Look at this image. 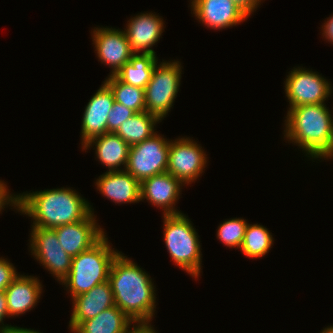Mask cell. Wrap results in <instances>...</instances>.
Masks as SVG:
<instances>
[{"label": "cell", "mask_w": 333, "mask_h": 333, "mask_svg": "<svg viewBox=\"0 0 333 333\" xmlns=\"http://www.w3.org/2000/svg\"><path fill=\"white\" fill-rule=\"evenodd\" d=\"M106 236L90 249L72 257L70 272L61 282L69 289L72 298L108 281L111 264L119 252L112 249Z\"/></svg>", "instance_id": "obj_4"}, {"label": "cell", "mask_w": 333, "mask_h": 333, "mask_svg": "<svg viewBox=\"0 0 333 333\" xmlns=\"http://www.w3.org/2000/svg\"><path fill=\"white\" fill-rule=\"evenodd\" d=\"M54 229L63 250L71 257L90 249L105 235L92 212L82 221Z\"/></svg>", "instance_id": "obj_12"}, {"label": "cell", "mask_w": 333, "mask_h": 333, "mask_svg": "<svg viewBox=\"0 0 333 333\" xmlns=\"http://www.w3.org/2000/svg\"><path fill=\"white\" fill-rule=\"evenodd\" d=\"M95 183L103 196L117 204L140 202V182L126 170L106 171Z\"/></svg>", "instance_id": "obj_18"}, {"label": "cell", "mask_w": 333, "mask_h": 333, "mask_svg": "<svg viewBox=\"0 0 333 333\" xmlns=\"http://www.w3.org/2000/svg\"><path fill=\"white\" fill-rule=\"evenodd\" d=\"M130 328L128 333H157L150 322H134L133 327Z\"/></svg>", "instance_id": "obj_32"}, {"label": "cell", "mask_w": 333, "mask_h": 333, "mask_svg": "<svg viewBox=\"0 0 333 333\" xmlns=\"http://www.w3.org/2000/svg\"><path fill=\"white\" fill-rule=\"evenodd\" d=\"M73 302V312L69 321L71 332L85 320L96 317L99 313L115 306L114 295L109 281L97 284L90 291L75 296Z\"/></svg>", "instance_id": "obj_17"}, {"label": "cell", "mask_w": 333, "mask_h": 333, "mask_svg": "<svg viewBox=\"0 0 333 333\" xmlns=\"http://www.w3.org/2000/svg\"><path fill=\"white\" fill-rule=\"evenodd\" d=\"M285 118L284 137L307 157H333V116L325 103L289 108Z\"/></svg>", "instance_id": "obj_3"}, {"label": "cell", "mask_w": 333, "mask_h": 333, "mask_svg": "<svg viewBox=\"0 0 333 333\" xmlns=\"http://www.w3.org/2000/svg\"><path fill=\"white\" fill-rule=\"evenodd\" d=\"M190 3L196 19L214 30L239 25L249 17L232 0H191Z\"/></svg>", "instance_id": "obj_13"}, {"label": "cell", "mask_w": 333, "mask_h": 333, "mask_svg": "<svg viewBox=\"0 0 333 333\" xmlns=\"http://www.w3.org/2000/svg\"><path fill=\"white\" fill-rule=\"evenodd\" d=\"M124 30L133 53L153 54L151 49L159 40L164 30L163 18L156 13H141L131 17Z\"/></svg>", "instance_id": "obj_16"}, {"label": "cell", "mask_w": 333, "mask_h": 333, "mask_svg": "<svg viewBox=\"0 0 333 333\" xmlns=\"http://www.w3.org/2000/svg\"><path fill=\"white\" fill-rule=\"evenodd\" d=\"M10 261L0 258V292L5 291L11 282L19 275Z\"/></svg>", "instance_id": "obj_28"}, {"label": "cell", "mask_w": 333, "mask_h": 333, "mask_svg": "<svg viewBox=\"0 0 333 333\" xmlns=\"http://www.w3.org/2000/svg\"><path fill=\"white\" fill-rule=\"evenodd\" d=\"M33 220L32 227L51 228L84 220L94 209L71 188L15 195L14 207Z\"/></svg>", "instance_id": "obj_2"}, {"label": "cell", "mask_w": 333, "mask_h": 333, "mask_svg": "<svg viewBox=\"0 0 333 333\" xmlns=\"http://www.w3.org/2000/svg\"><path fill=\"white\" fill-rule=\"evenodd\" d=\"M42 287L38 277L19 274L5 290L9 317L33 309L41 298Z\"/></svg>", "instance_id": "obj_19"}, {"label": "cell", "mask_w": 333, "mask_h": 333, "mask_svg": "<svg viewBox=\"0 0 333 333\" xmlns=\"http://www.w3.org/2000/svg\"><path fill=\"white\" fill-rule=\"evenodd\" d=\"M5 317H9L7 299H6L5 291H1L0 292V323H2L3 325L0 324V333H8L13 327L8 324L4 325L3 319H5Z\"/></svg>", "instance_id": "obj_29"}, {"label": "cell", "mask_w": 333, "mask_h": 333, "mask_svg": "<svg viewBox=\"0 0 333 333\" xmlns=\"http://www.w3.org/2000/svg\"><path fill=\"white\" fill-rule=\"evenodd\" d=\"M206 156L202 147L190 137L170 140L167 172L184 185H189L204 172Z\"/></svg>", "instance_id": "obj_9"}, {"label": "cell", "mask_w": 333, "mask_h": 333, "mask_svg": "<svg viewBox=\"0 0 333 333\" xmlns=\"http://www.w3.org/2000/svg\"><path fill=\"white\" fill-rule=\"evenodd\" d=\"M320 333H333V325L323 328V330L320 331Z\"/></svg>", "instance_id": "obj_35"}, {"label": "cell", "mask_w": 333, "mask_h": 333, "mask_svg": "<svg viewBox=\"0 0 333 333\" xmlns=\"http://www.w3.org/2000/svg\"><path fill=\"white\" fill-rule=\"evenodd\" d=\"M104 83L113 93L114 101L125 105L136 113L146 111L144 89L120 81L115 75L107 77Z\"/></svg>", "instance_id": "obj_24"}, {"label": "cell", "mask_w": 333, "mask_h": 333, "mask_svg": "<svg viewBox=\"0 0 333 333\" xmlns=\"http://www.w3.org/2000/svg\"><path fill=\"white\" fill-rule=\"evenodd\" d=\"M159 121L156 116L146 111L136 113L134 116L124 121L115 133L131 146L155 134V127Z\"/></svg>", "instance_id": "obj_23"}, {"label": "cell", "mask_w": 333, "mask_h": 333, "mask_svg": "<svg viewBox=\"0 0 333 333\" xmlns=\"http://www.w3.org/2000/svg\"><path fill=\"white\" fill-rule=\"evenodd\" d=\"M114 96L103 82L85 107L81 124L82 147L91 139L107 133V119L113 108Z\"/></svg>", "instance_id": "obj_14"}, {"label": "cell", "mask_w": 333, "mask_h": 333, "mask_svg": "<svg viewBox=\"0 0 333 333\" xmlns=\"http://www.w3.org/2000/svg\"><path fill=\"white\" fill-rule=\"evenodd\" d=\"M246 221L244 218H232L224 221L218 226L217 238L229 248L240 249L248 224Z\"/></svg>", "instance_id": "obj_26"}, {"label": "cell", "mask_w": 333, "mask_h": 333, "mask_svg": "<svg viewBox=\"0 0 333 333\" xmlns=\"http://www.w3.org/2000/svg\"><path fill=\"white\" fill-rule=\"evenodd\" d=\"M94 144L96 157L101 164L108 167L107 171L125 170L130 146L119 135L113 132L105 133L91 139L81 148L87 150ZM122 165L123 169L120 167Z\"/></svg>", "instance_id": "obj_20"}, {"label": "cell", "mask_w": 333, "mask_h": 333, "mask_svg": "<svg viewBox=\"0 0 333 333\" xmlns=\"http://www.w3.org/2000/svg\"><path fill=\"white\" fill-rule=\"evenodd\" d=\"M8 333H41L39 331H36L34 329H27V328H21L17 326H13L12 329Z\"/></svg>", "instance_id": "obj_34"}, {"label": "cell", "mask_w": 333, "mask_h": 333, "mask_svg": "<svg viewBox=\"0 0 333 333\" xmlns=\"http://www.w3.org/2000/svg\"><path fill=\"white\" fill-rule=\"evenodd\" d=\"M91 34L98 61L111 67L108 76L116 75L134 54L125 32L119 28L95 27Z\"/></svg>", "instance_id": "obj_11"}, {"label": "cell", "mask_w": 333, "mask_h": 333, "mask_svg": "<svg viewBox=\"0 0 333 333\" xmlns=\"http://www.w3.org/2000/svg\"><path fill=\"white\" fill-rule=\"evenodd\" d=\"M183 213L163 215L165 246L179 268L199 279L201 273V245L191 220Z\"/></svg>", "instance_id": "obj_5"}, {"label": "cell", "mask_w": 333, "mask_h": 333, "mask_svg": "<svg viewBox=\"0 0 333 333\" xmlns=\"http://www.w3.org/2000/svg\"><path fill=\"white\" fill-rule=\"evenodd\" d=\"M273 242L271 232L266 227L248 223L240 251L252 259L264 257L272 248Z\"/></svg>", "instance_id": "obj_25"}, {"label": "cell", "mask_w": 333, "mask_h": 333, "mask_svg": "<svg viewBox=\"0 0 333 333\" xmlns=\"http://www.w3.org/2000/svg\"><path fill=\"white\" fill-rule=\"evenodd\" d=\"M155 133L131 145L125 170L140 183L154 175L167 172L170 141Z\"/></svg>", "instance_id": "obj_7"}, {"label": "cell", "mask_w": 333, "mask_h": 333, "mask_svg": "<svg viewBox=\"0 0 333 333\" xmlns=\"http://www.w3.org/2000/svg\"><path fill=\"white\" fill-rule=\"evenodd\" d=\"M108 281L115 306L133 322H151L156 308L155 285L148 273L122 252L111 264Z\"/></svg>", "instance_id": "obj_1"}, {"label": "cell", "mask_w": 333, "mask_h": 333, "mask_svg": "<svg viewBox=\"0 0 333 333\" xmlns=\"http://www.w3.org/2000/svg\"><path fill=\"white\" fill-rule=\"evenodd\" d=\"M181 62L162 61L156 64L146 85V112L156 116L160 122L170 112L181 84Z\"/></svg>", "instance_id": "obj_6"}, {"label": "cell", "mask_w": 333, "mask_h": 333, "mask_svg": "<svg viewBox=\"0 0 333 333\" xmlns=\"http://www.w3.org/2000/svg\"><path fill=\"white\" fill-rule=\"evenodd\" d=\"M31 228V255L61 283L70 272L72 257L63 250L55 229Z\"/></svg>", "instance_id": "obj_10"}, {"label": "cell", "mask_w": 333, "mask_h": 333, "mask_svg": "<svg viewBox=\"0 0 333 333\" xmlns=\"http://www.w3.org/2000/svg\"><path fill=\"white\" fill-rule=\"evenodd\" d=\"M134 322L117 306L110 307L96 317L82 321L74 333H128Z\"/></svg>", "instance_id": "obj_21"}, {"label": "cell", "mask_w": 333, "mask_h": 333, "mask_svg": "<svg viewBox=\"0 0 333 333\" xmlns=\"http://www.w3.org/2000/svg\"><path fill=\"white\" fill-rule=\"evenodd\" d=\"M241 10H243L248 16L254 12L259 4L263 0H232Z\"/></svg>", "instance_id": "obj_31"}, {"label": "cell", "mask_w": 333, "mask_h": 333, "mask_svg": "<svg viewBox=\"0 0 333 333\" xmlns=\"http://www.w3.org/2000/svg\"><path fill=\"white\" fill-rule=\"evenodd\" d=\"M157 63L156 55L134 53L130 61L123 65L115 76L126 84L145 89Z\"/></svg>", "instance_id": "obj_22"}, {"label": "cell", "mask_w": 333, "mask_h": 333, "mask_svg": "<svg viewBox=\"0 0 333 333\" xmlns=\"http://www.w3.org/2000/svg\"><path fill=\"white\" fill-rule=\"evenodd\" d=\"M183 183L165 172L154 175L140 183V201L146 199L152 205L162 208L163 215L180 214L175 204L181 194Z\"/></svg>", "instance_id": "obj_15"}, {"label": "cell", "mask_w": 333, "mask_h": 333, "mask_svg": "<svg viewBox=\"0 0 333 333\" xmlns=\"http://www.w3.org/2000/svg\"><path fill=\"white\" fill-rule=\"evenodd\" d=\"M136 114L132 109L125 105L114 102L113 108L110 110L107 119V133H115L122 123Z\"/></svg>", "instance_id": "obj_27"}, {"label": "cell", "mask_w": 333, "mask_h": 333, "mask_svg": "<svg viewBox=\"0 0 333 333\" xmlns=\"http://www.w3.org/2000/svg\"><path fill=\"white\" fill-rule=\"evenodd\" d=\"M324 22L322 25V35L328 42L333 44V15Z\"/></svg>", "instance_id": "obj_33"}, {"label": "cell", "mask_w": 333, "mask_h": 333, "mask_svg": "<svg viewBox=\"0 0 333 333\" xmlns=\"http://www.w3.org/2000/svg\"><path fill=\"white\" fill-rule=\"evenodd\" d=\"M6 205L7 207L15 205V195L10 194L7 185L0 180V212L4 210Z\"/></svg>", "instance_id": "obj_30"}, {"label": "cell", "mask_w": 333, "mask_h": 333, "mask_svg": "<svg viewBox=\"0 0 333 333\" xmlns=\"http://www.w3.org/2000/svg\"><path fill=\"white\" fill-rule=\"evenodd\" d=\"M285 94L289 108L308 104H321L330 97L333 87L319 73L297 67L287 75Z\"/></svg>", "instance_id": "obj_8"}]
</instances>
